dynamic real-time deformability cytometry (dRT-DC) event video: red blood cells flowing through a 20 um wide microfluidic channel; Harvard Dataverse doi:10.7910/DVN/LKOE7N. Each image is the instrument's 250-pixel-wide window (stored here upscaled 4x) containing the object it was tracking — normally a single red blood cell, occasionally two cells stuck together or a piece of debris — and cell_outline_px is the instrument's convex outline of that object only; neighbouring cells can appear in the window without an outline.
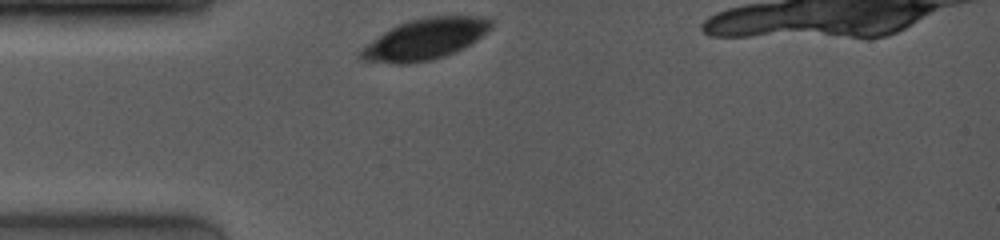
{"species": "common noctule bat (a hibernating species)", "species_latin": "Nyctalus noctula", "temperature_condition": "room temperature", "stored_images_in_passage": 4, "camera_frame_rate_fps": 4000, "um_per_image_px": 0.085, "animal": {"sex": "female", "body_mass_g": 19.0, "forearm_length_mm": 53.3}, "frame": {"image": 1, "passage_image": 1, "time_ms": 0.0, "image_size_px": [1000, 240], "cell_outline_px": [[492, 28], [488, 32], [464, 48], [456, 52], [432, 60], [408, 64], [396, 64], [360, 60], [356, 56], [356, 52], [372, 40], [384, 32], [408, 20], [428, 16], [480, 16], [492, 20]], "centroid_in_image_um": [36.11, 3.34], "position_along_channel_um": 48.9, "area_um2": 31.39}}